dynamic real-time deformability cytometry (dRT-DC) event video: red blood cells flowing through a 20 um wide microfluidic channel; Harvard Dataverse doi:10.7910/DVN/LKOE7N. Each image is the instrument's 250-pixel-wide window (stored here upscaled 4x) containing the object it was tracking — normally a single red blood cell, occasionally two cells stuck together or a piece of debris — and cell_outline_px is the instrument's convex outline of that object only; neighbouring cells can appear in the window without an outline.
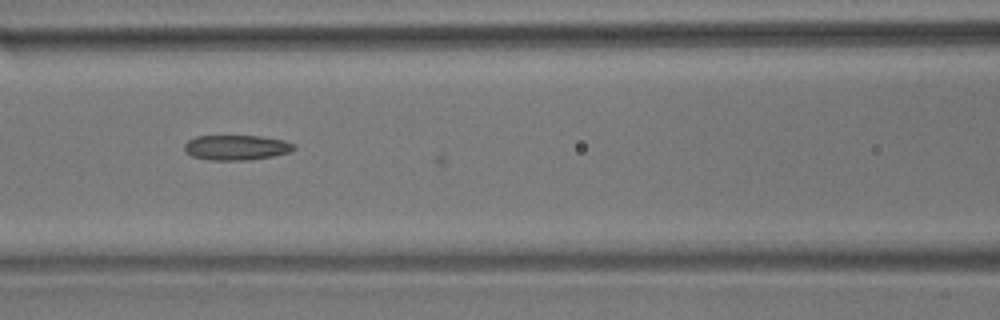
{"species": "common noctule bat (a hibernating species)", "species_latin": "Nyctalus noctula", "temperature_condition": "room temperature", "stored_images_in_passage": 19, "camera_frame_rate_fps": 3000, "um_per_image_px": 0.085, "animal": {"sex": "male", "body_mass_g": 17.9}, "frame": {"image": 1, "passage_image": 17, "time_ms": 5.333, "image_size_px": [1000, 320], "cell_outline_px": [[296, 148], [288, 152], [272, 156], [248, 160], [208, 160], [192, 156], [184, 152], [184, 144], [188, 140], [196, 136], [260, 136], [284, 140], [292, 144]], "centroid_in_image_um": [20.03, 12.54], "position_along_channel_um": 146.6, "area_um2": 15.95}}